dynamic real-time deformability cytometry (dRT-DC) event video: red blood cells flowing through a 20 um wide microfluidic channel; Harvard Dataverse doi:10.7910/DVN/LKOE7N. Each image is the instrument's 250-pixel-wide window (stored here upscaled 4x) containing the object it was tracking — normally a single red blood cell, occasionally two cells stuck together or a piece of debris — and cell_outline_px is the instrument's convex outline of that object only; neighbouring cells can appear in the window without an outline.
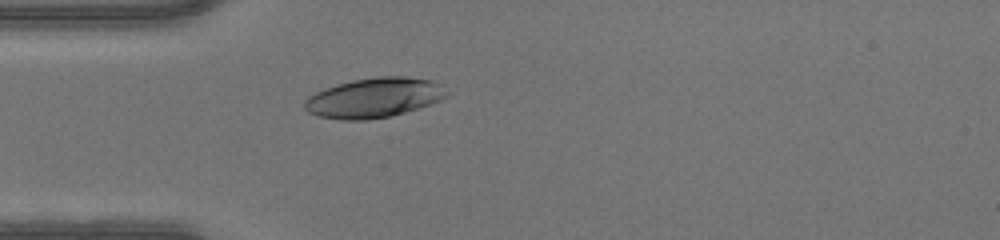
{"species": "human", "species_latin": "Homo sapiens", "temperature_condition": "warm", "stored_images_in_passage": 35, "camera_frame_rate_fps": 3000, "um_per_image_px": 0.085, "donor": {"sex": "male"}, "frame": {"image": 1, "passage_image": 1, "time_ms": 0.0, "image_size_px": [1000, 240], "cell_outline_px": [[448, 96], [440, 100], [392, 116], [368, 120], [340, 120], [320, 116], [308, 112], [304, 108], [304, 100], [308, 96], [324, 88], [352, 80], [380, 76], [404, 76], [432, 80], [448, 92]], "centroid_in_image_um": [31.76, 8.31], "position_along_channel_um": 53.2, "area_um2": 32.83}}
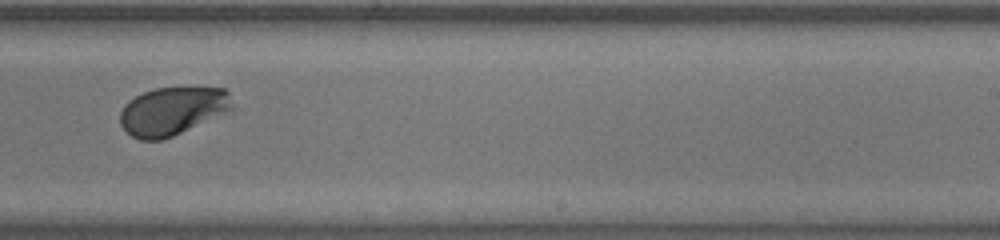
{"frame": {"image": 2, "passage_image": 17, "time_ms": 5.333, "image_size_px": [1000, 240], "cell_outline_px": [[232, 112], [172, 136], [160, 140], [140, 140], [132, 136], [120, 124], [120, 112], [124, 104], [128, 100], [144, 92], [156, 88], [224, 88], [228, 92], [232, 104]], "centroid_in_image_um": [14.68, 9.45], "position_along_channel_um": 274.3, "area_um2": 31.56}}
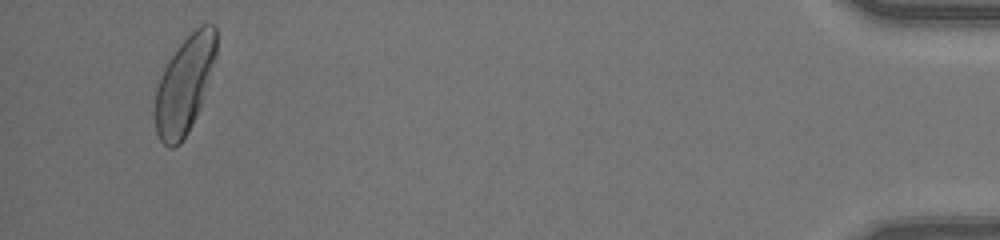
{"frame": {"image": 3, "passage_image": 33, "time_ms": 10.667, "image_size_px": [1000, 240], "cell_outline_px": [[216, 56], [200, 108], [188, 132], [180, 144], [172, 148], [168, 148], [160, 140], [156, 132], [156, 88], [160, 76], [168, 60], [180, 44], [200, 24], [212, 24], [216, 28]], "centroid_in_image_um": [15.69, 7.21], "position_along_channel_um": 419.5, "area_um2": 34.28}}